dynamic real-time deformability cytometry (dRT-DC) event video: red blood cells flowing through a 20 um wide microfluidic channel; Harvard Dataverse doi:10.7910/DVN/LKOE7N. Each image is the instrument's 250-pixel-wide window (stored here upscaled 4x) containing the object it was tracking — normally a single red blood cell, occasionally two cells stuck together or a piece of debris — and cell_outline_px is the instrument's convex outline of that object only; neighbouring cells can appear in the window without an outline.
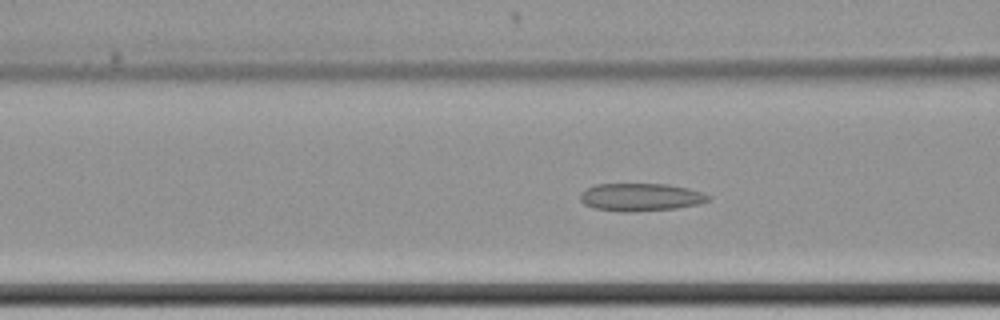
{"species": "common noctule bat (a hibernating species)", "species_latin": "Nyctalus noctula", "temperature_condition": "cold", "stored_images_in_passage": 61, "camera_frame_rate_fps": 3000, "um_per_image_px": 0.085, "animal": {"sex": "female", "body_mass_g": 22.7, "forearm_length_mm": 54.2}, "frame": {"image": 1, "passage_image": 25, "time_ms": 8.0, "image_size_px": [1000, 320], "cell_outline_px": [[712, 196], [708, 200], [700, 204], [676, 208], [628, 212], [624, 212], [592, 208], [584, 204], [580, 200], [580, 192], [596, 184], [668, 184], [688, 188], [704, 192]], "centroid_in_image_um": [54.47, 16.75], "position_along_channel_um": 112.1, "area_um2": 20.87}}
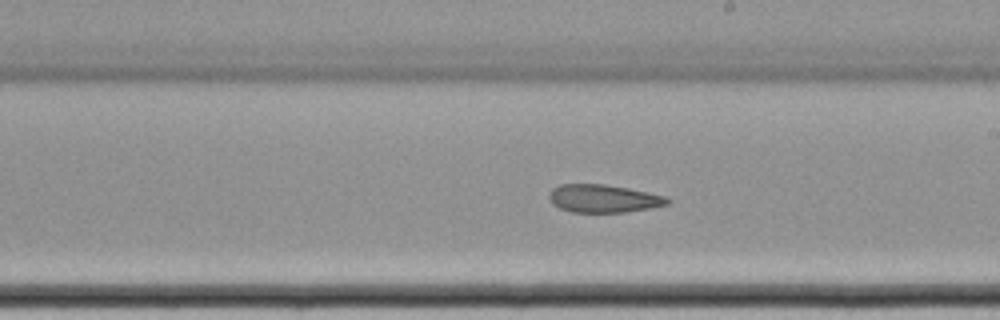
{"frame": {"image": 2, "passage_image": 36, "time_ms": 11.667, "image_size_px": [1000, 320], "cell_outline_px": [[672, 200], [668, 204], [652, 208], [624, 212], [572, 212], [560, 208], [552, 204], [548, 196], [552, 188], [560, 184], [604, 184], [628, 188], [648, 192], [664, 196]], "centroid_in_image_um": [51.29, 16.87], "position_along_channel_um": 237.7, "area_um2": 19.31}}
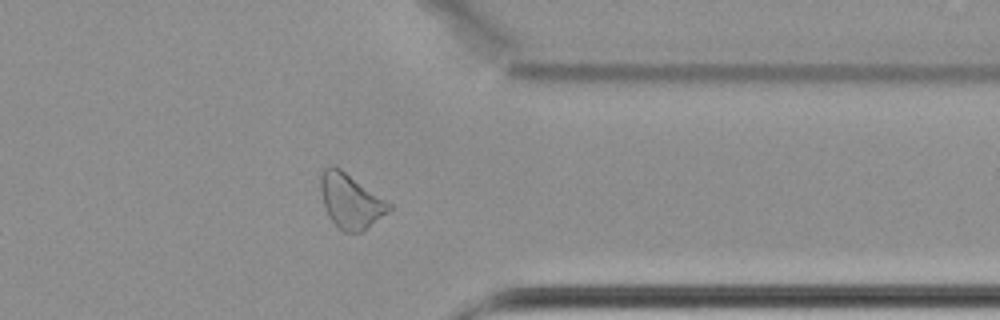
{"frame": {"image": 3, "passage_image": 49, "time_ms": 16.0, "image_size_px": [1000, 320], "cell_outline_px": [[392, 208], [388, 212], [360, 232], [344, 232], [328, 216], [324, 208], [320, 192], [320, 176], [324, 168], [328, 164], [332, 164], [340, 168], [392, 204]], "centroid_in_image_um": [29.76, 17.05], "position_along_channel_um": 381.6, "area_um2": 21.62}, "authors_computed_cell_mechanics": {"area_um2": 23.0622, "velocity_mm_per_s": 3.4281, "shape_relaxation_time_tau1_ms": null, "shape_relaxation_time_tau2_ms": 4.0346, "deformation_change_tau1": null, "deformation_change_tau2": 0.0998}}